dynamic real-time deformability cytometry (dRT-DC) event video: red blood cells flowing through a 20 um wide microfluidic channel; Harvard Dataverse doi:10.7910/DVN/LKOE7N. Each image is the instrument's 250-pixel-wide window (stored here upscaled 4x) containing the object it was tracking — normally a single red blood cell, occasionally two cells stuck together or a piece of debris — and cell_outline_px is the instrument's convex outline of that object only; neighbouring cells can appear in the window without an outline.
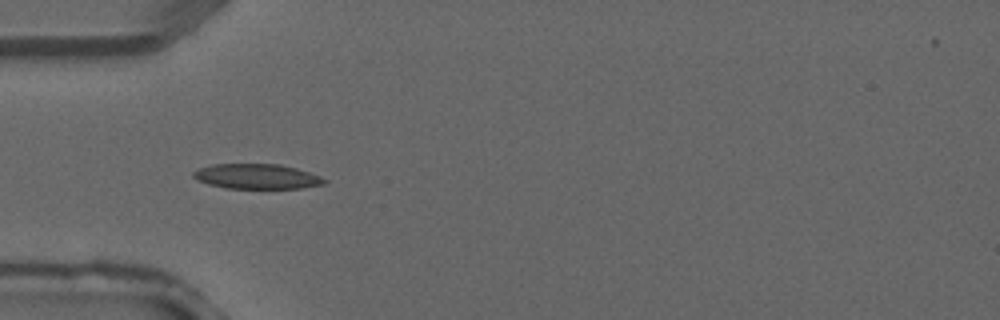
{"species": "common noctule bat (a hibernating species)", "species_latin": "Nyctalus noctula", "temperature_condition": "warm", "stored_images_in_passage": 4, "camera_frame_rate_fps": 3000, "um_per_image_px": 0.085, "animal": {"sex": "male", "forearm_length_mm": 52.5}, "frame": {"image": 1, "passage_image": 4, "time_ms": 1.0, "image_size_px": [1000, 320], "cell_outline_px": [[328, 180], [324, 184], [300, 188], [224, 188], [208, 184], [196, 180], [192, 176], [192, 172], [200, 168], [212, 164], [280, 164], [296, 168], [320, 176]], "centroid_in_image_um": [21.8, 14.99], "position_along_channel_um": 63.2, "area_um2": 19.07}}